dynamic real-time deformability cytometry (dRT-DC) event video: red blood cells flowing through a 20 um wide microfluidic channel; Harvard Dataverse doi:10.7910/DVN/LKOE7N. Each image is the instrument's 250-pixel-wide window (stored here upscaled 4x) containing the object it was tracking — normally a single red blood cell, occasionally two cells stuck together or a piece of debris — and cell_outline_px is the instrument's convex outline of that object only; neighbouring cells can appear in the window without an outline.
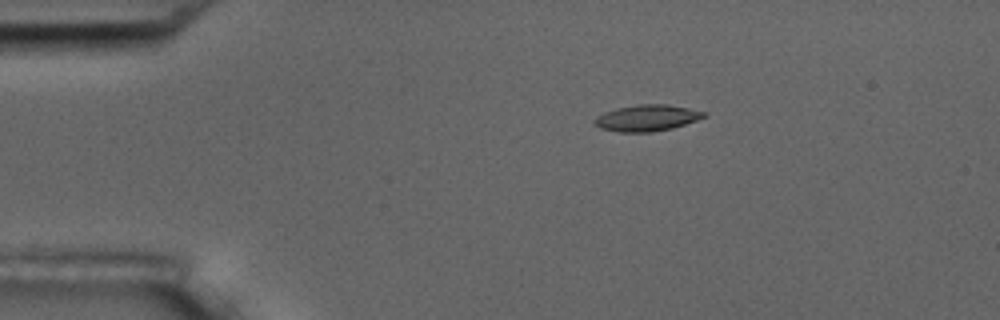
{"species": "common noctule bat (a hibernating species)", "species_latin": "Nyctalus noctula", "temperature_condition": "room temperature", "stored_images_in_passage": 5, "camera_frame_rate_fps": 3000, "um_per_image_px": 0.085, "animal": {"sex": "male", "body_mass_g": 17.5, "forearm_length_mm": 52.3}, "frame": {"image": 1, "passage_image": 1, "time_ms": 0.0, "image_size_px": [1000, 320], "cell_outline_px": [[708, 116], [672, 128], [652, 132], [620, 132], [600, 128], [596, 124], [596, 116], [604, 112], [616, 108], [640, 104], [668, 104], [708, 112]], "centroid_in_image_um": [55.03, 10.02], "position_along_channel_um": 30.0, "area_um2": 16.7}}
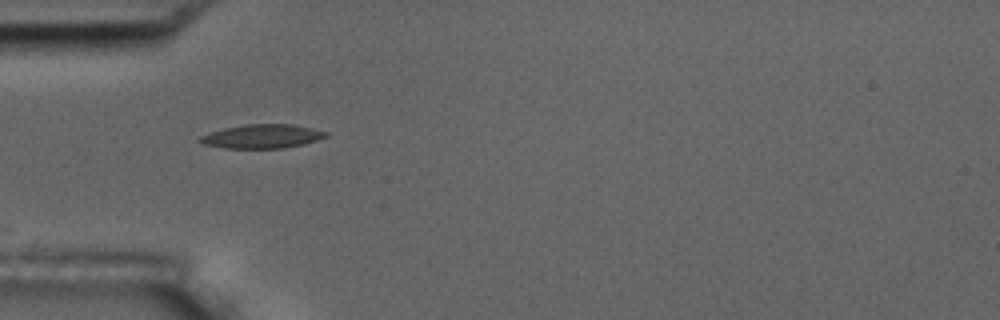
{"frame": {"image": 2, "passage_image": 3, "time_ms": 0.667, "image_size_px": [1000, 320], "cell_outline_px": [[328, 136], [304, 144], [284, 148], [224, 148], [204, 144], [200, 140], [200, 136], [224, 128], [244, 124], [292, 124], [312, 128], [328, 132]], "centroid_in_image_um": [22.32, 11.58], "position_along_channel_um": 62.7, "area_um2": 17.4}}